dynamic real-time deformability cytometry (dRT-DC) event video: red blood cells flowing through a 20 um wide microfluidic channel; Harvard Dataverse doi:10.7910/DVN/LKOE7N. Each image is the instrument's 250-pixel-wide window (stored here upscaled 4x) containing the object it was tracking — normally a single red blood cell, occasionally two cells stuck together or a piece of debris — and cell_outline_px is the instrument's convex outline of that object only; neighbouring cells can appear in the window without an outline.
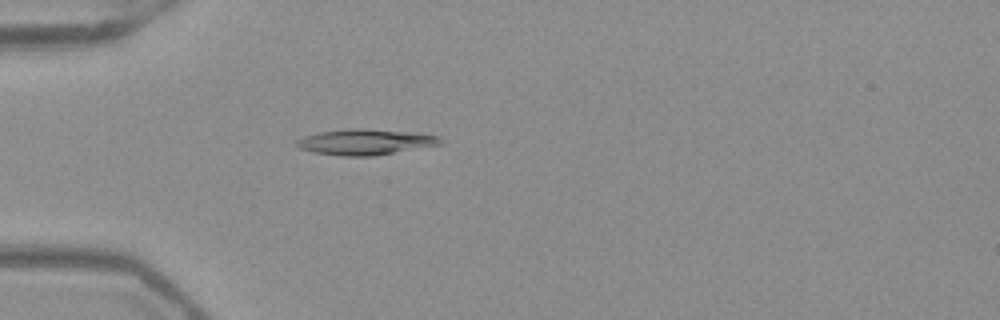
{"species": "Egyptian fruit bat (a non-hibernating species)", "species_latin": "Rousettus aegyptiacus", "temperature_condition": "warm", "stored_images_in_passage": 52, "camera_frame_rate_fps": 3000, "um_per_image_px": 0.085, "frame": {"image": 1, "passage_image": 16, "time_ms": 5.0, "image_size_px": [1000, 320], "cell_outline_px": [[444, 144], [372, 156], [340, 156], [312, 152], [300, 148], [296, 144], [296, 140], [304, 136], [316, 132], [348, 128], [360, 128], [408, 132], [440, 136], [444, 140]], "centroid_in_image_um": [31.05, 12.06], "position_along_channel_um": 54.0, "area_um2": 21.68}}
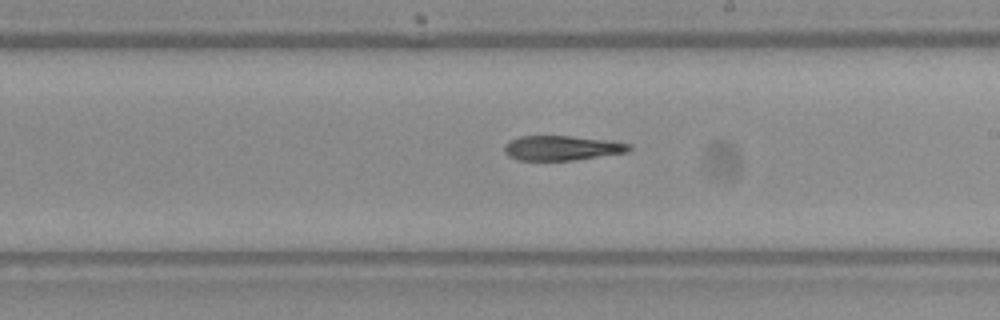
{"frame": {"image": 2, "passage_image": 31, "time_ms": 10.0, "image_size_px": [1000, 320], "cell_outline_px": [[632, 148], [628, 152], [572, 160], [516, 160], [508, 156], [504, 152], [504, 148], [512, 140], [520, 136], [572, 136], [616, 140], [632, 144]], "centroid_in_image_um": [47.84, 12.57], "position_along_channel_um": 241.2, "area_um2": 18.09}}
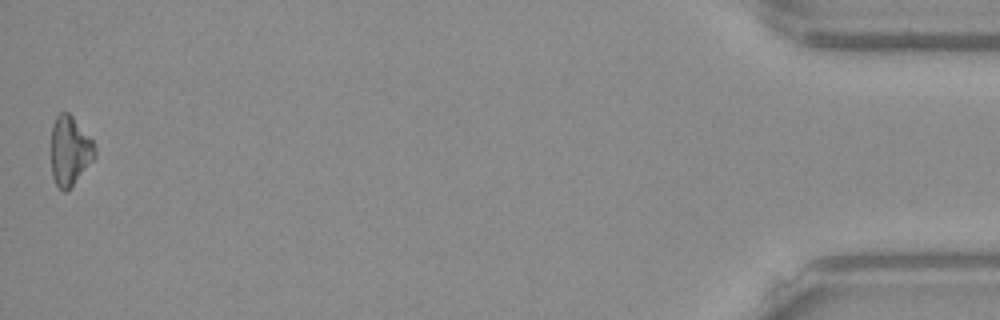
{"frame": {"image": 3, "passage_image": 52, "time_ms": 17.0, "image_size_px": [1000, 320], "cell_outline_px": [[96, 156], [72, 184], [64, 192], [56, 184], [52, 176], [52, 124], [56, 116], [60, 112], [68, 112], [72, 116], [92, 140], [96, 148]], "centroid_in_image_um": [5.93, 12.78], "position_along_channel_um": 429.3, "area_um2": 17.22}}